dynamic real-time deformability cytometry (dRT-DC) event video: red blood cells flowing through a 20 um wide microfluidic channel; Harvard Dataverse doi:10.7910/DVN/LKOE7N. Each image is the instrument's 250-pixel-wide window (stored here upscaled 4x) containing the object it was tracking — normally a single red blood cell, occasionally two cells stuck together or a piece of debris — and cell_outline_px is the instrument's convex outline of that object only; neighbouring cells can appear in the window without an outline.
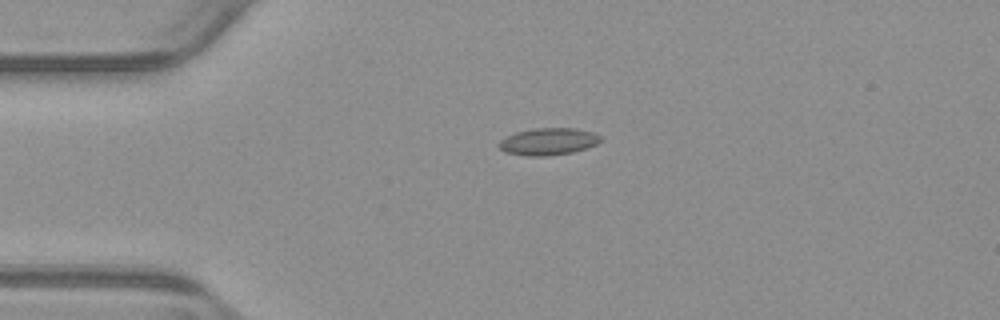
{"species": "common noctule bat (a hibernating species)", "species_latin": "Nyctalus noctula", "temperature_condition": "warm", "stored_images_in_passage": 42, "camera_frame_rate_fps": 3000, "um_per_image_px": 0.085, "animal": {"sex": "male", "body_mass_g": 23.1, "forearm_length_mm": 52.7}, "frame": {"image": 1, "passage_image": 1, "time_ms": 0.0, "image_size_px": [1000, 320], "cell_outline_px": [[600, 140], [596, 144], [572, 152], [548, 156], [528, 156], [504, 152], [496, 144], [500, 140], [516, 132], [536, 128], [572, 128], [592, 132], [600, 136]], "centroid_in_image_um": [46.55, 12.03], "position_along_channel_um": 38.4, "area_um2": 15.84}}
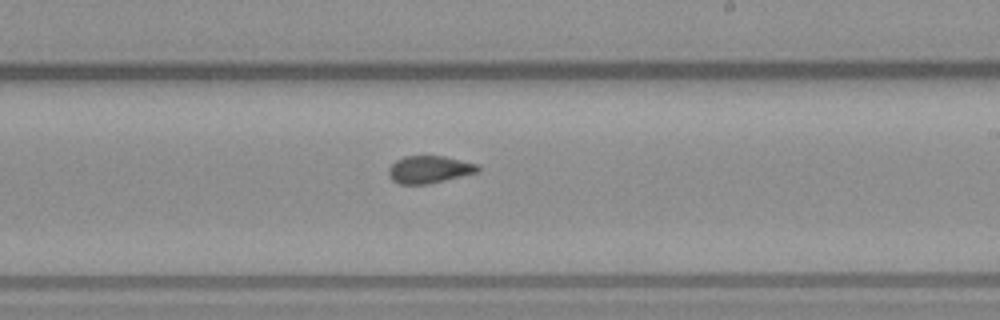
{"frame": {"image": 2, "passage_image": 20, "time_ms": 6.333, "image_size_px": [1000, 320], "cell_outline_px": [[480, 172], [428, 184], [400, 184], [392, 180], [388, 176], [388, 168], [396, 160], [404, 156], [444, 156], [476, 164], [480, 168]], "centroid_in_image_um": [36.47, 14.41], "position_along_channel_um": 252.5, "area_um2": 14.28}}
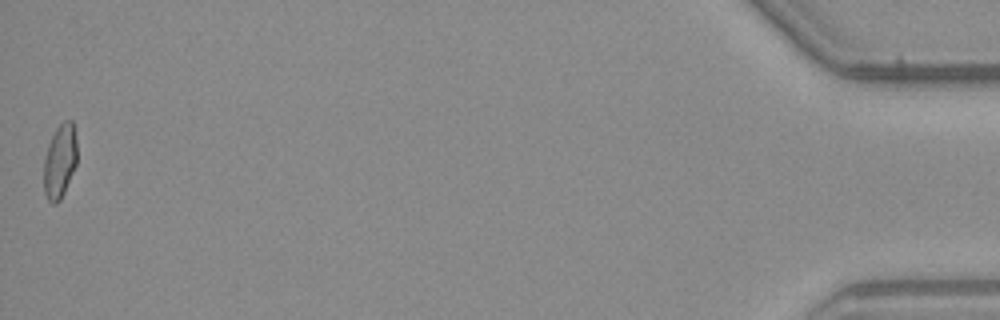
{"frame": {"image": 3, "passage_image": 42, "time_ms": 13.667, "image_size_px": [1000, 320], "cell_outline_px": [[76, 164], [64, 192], [60, 200], [56, 204], [52, 204], [48, 200], [44, 192], [44, 160], [48, 144], [56, 128], [64, 120], [72, 120], [76, 140]], "centroid_in_image_um": [5.07, 13.71], "position_along_channel_um": 430.1, "area_um2": 14.22}, "authors_computed_cell_mechanics": {"area_um2": 14.739, "velocity_mm_per_s": 3.8449, "shape_relaxation_time_tau1_ms": null, "shape_relaxation_time_tau2_ms": 1.4035, "deformation_change_tau1": null, "deformation_change_tau2": 0.0619}}